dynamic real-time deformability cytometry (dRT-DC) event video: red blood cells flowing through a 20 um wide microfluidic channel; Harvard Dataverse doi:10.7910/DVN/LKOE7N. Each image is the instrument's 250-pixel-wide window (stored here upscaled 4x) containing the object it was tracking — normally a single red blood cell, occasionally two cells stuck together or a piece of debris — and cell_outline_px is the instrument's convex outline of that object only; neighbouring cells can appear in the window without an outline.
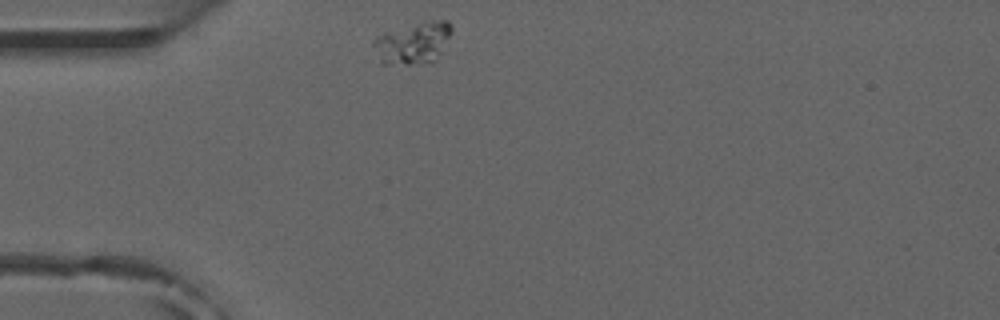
{"species": "common noctule bat (a hibernating species)", "species_latin": "Nyctalus noctula", "temperature_condition": "room temperature", "stored_images_in_passage": 32, "camera_frame_rate_fps": 3000, "um_per_image_px": 0.085, "animal": {"sex": "male", "forearm_length_mm": 52.5}, "frame": {"image": 1, "passage_image": 1, "time_ms": 0.0, "image_size_px": [1000, 320], "cell_outline_px": [[452, 32], [436, 60], [408, 64], [384, 64], [380, 60], [372, 44], [372, 40], [376, 36], [424, 20], [448, 20], [452, 24]], "centroid_in_image_um": [35.13, 3.62], "position_along_channel_um": 49.9, "area_um2": 18.84}}
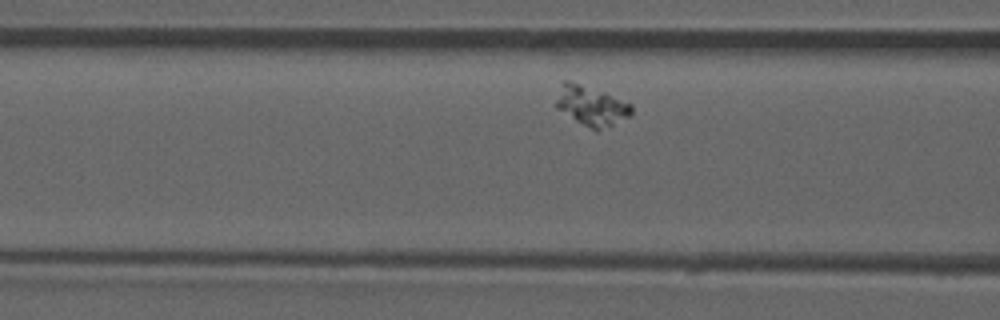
{"frame": {"image": 2, "passage_image": 8, "time_ms": 2.333, "image_size_px": [1000, 320], "cell_outline_px": [[632, 112], [628, 116], [596, 132], [556, 108], [552, 104], [564, 80], [568, 80], [604, 92], [632, 104]], "centroid_in_image_um": [50.21, 8.98], "position_along_channel_um": 116.4, "area_um2": 17.22}}
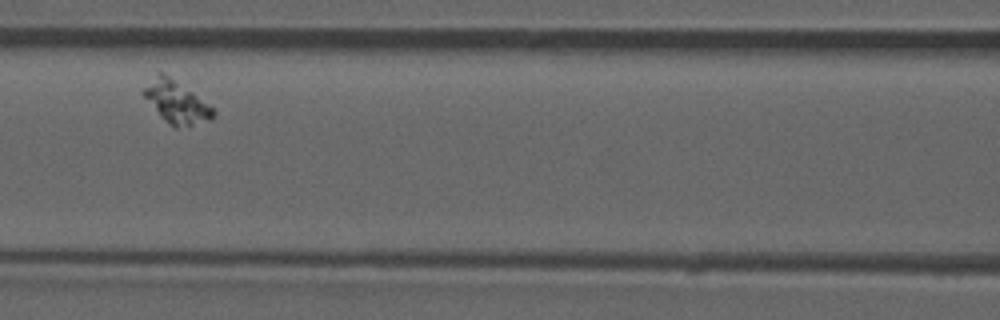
{"frame": {"image": 3, "passage_image": 11, "time_ms": 3.333, "image_size_px": [1000, 320], "cell_outline_px": [[216, 112], [212, 120], [176, 128], [164, 120], [160, 116], [140, 92], [156, 72], [164, 72], [212, 108]], "centroid_in_image_um": [14.93, 8.67], "position_along_channel_um": 151.7, "area_um2": 16.76}}